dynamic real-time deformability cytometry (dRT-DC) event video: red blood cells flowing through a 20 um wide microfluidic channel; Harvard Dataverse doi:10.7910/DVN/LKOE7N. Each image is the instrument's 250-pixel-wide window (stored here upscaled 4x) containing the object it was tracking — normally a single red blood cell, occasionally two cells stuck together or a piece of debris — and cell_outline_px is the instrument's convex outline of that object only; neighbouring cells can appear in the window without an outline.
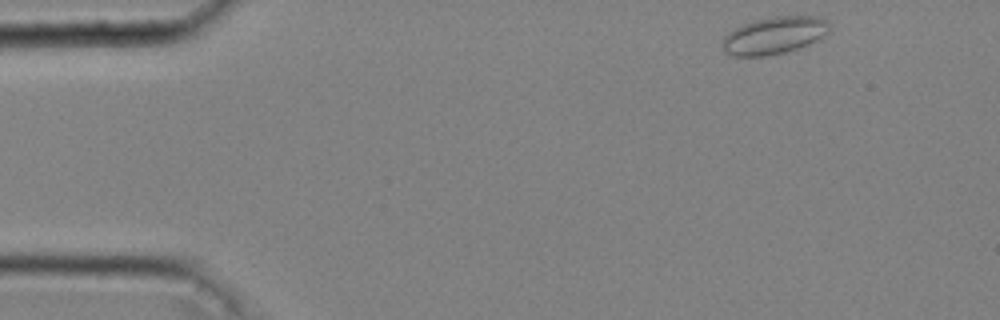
{"species": "common noctule bat (a hibernating species)", "species_latin": "Nyctalus noctula", "temperature_condition": "cold", "stored_images_in_passage": 38, "camera_frame_rate_fps": 3000, "um_per_image_px": 0.085, "animal": {"sex": "male", "body_mass_g": 20.4}, "frame": {"image": 1, "passage_image": 1, "time_ms": 0.0, "image_size_px": [1000, 320], "cell_outline_px": [[828, 32], [816, 40], [808, 44], [784, 52], [764, 56], [736, 56], [724, 52], [720, 44], [724, 36], [728, 32], [744, 24], [756, 20], [776, 16], [816, 16], [828, 20]], "centroid_in_image_um": [65.77, 3.01], "position_along_channel_um": 19.2, "area_um2": 23.0}}
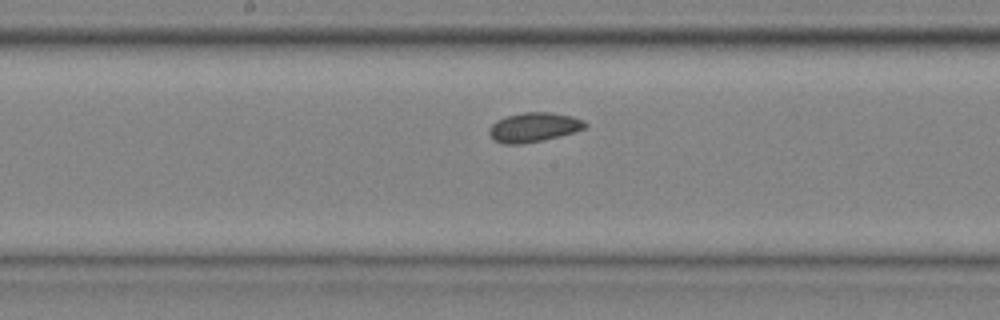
{"frame": {"image": 2, "passage_image": 21, "time_ms": 6.667, "image_size_px": [1000, 320], "cell_outline_px": [[588, 124], [584, 128], [560, 136], [544, 140], [524, 144], [500, 144], [488, 132], [488, 128], [496, 120], [508, 116], [524, 112], [548, 112], [572, 116], [584, 120]], "centroid_in_image_um": [45.36, 10.82], "position_along_channel_um": 202.8, "area_um2": 16.42}}
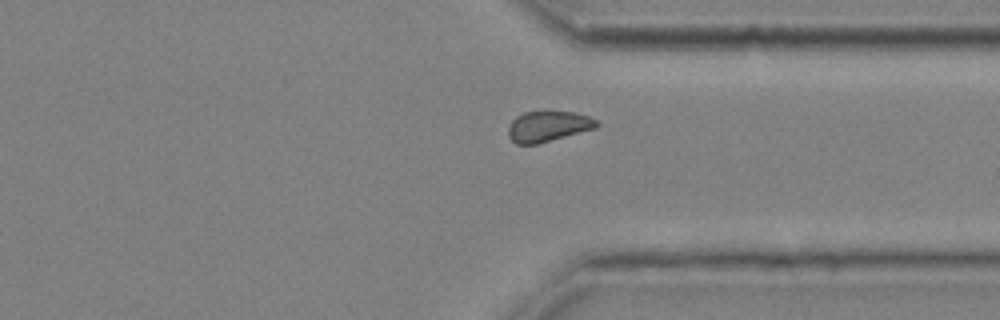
{"frame": {"image": 3, "passage_image": 33, "time_ms": 10.667, "image_size_px": [1000, 320], "cell_outline_px": [[600, 124], [596, 128], [536, 144], [516, 144], [508, 136], [508, 128], [512, 120], [516, 116], [524, 112], [544, 108], [576, 112], [588, 116], [596, 120]], "centroid_in_image_um": [46.58, 10.68], "position_along_channel_um": 364.8, "area_um2": 16.36}}